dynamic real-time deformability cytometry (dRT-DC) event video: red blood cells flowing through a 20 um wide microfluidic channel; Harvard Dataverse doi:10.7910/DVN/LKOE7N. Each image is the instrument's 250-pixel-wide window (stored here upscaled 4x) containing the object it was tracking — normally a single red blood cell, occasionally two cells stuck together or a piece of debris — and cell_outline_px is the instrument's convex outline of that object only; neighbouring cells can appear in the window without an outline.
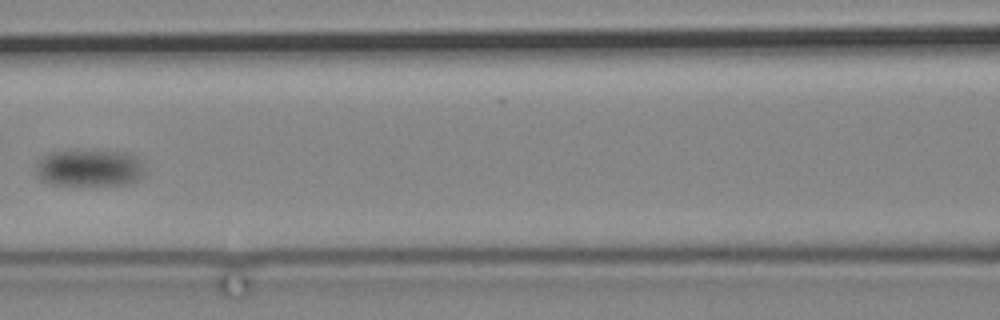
{"species": "common noctule bat (a hibernating species)", "species_latin": "Nyctalus noctula", "temperature_condition": "cold", "stored_images_in_passage": 20, "camera_frame_rate_fps": 3000, "um_per_image_px": 0.085, "animal": {"sex": "male", "body_mass_g": 19.2, "forearm_length_mm": 51.8}, "frame": {"image": 1, "passage_image": 15, "time_ms": 18.0, "image_size_px": [1000, 320], "cell_outline_px": [[144, 176], [132, 184], [52, 184], [40, 180], [36, 176], [36, 160], [52, 152], [128, 152], [136, 156], [140, 160], [144, 172]], "centroid_in_image_um": [7.6, 14.3], "position_along_channel_um": 159.0, "area_um2": 23.12}}